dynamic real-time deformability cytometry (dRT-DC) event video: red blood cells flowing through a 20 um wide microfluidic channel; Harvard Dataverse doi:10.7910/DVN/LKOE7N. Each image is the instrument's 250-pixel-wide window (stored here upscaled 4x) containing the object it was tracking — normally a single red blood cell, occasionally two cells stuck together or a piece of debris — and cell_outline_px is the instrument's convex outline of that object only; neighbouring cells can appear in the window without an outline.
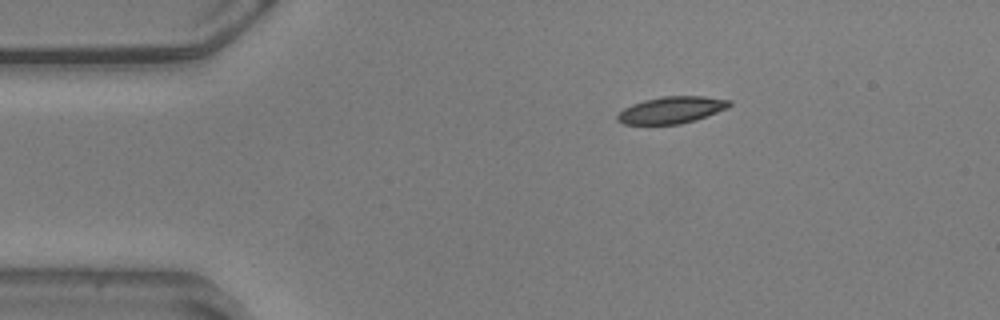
{"species": "common noctule bat (a hibernating species)", "species_latin": "Nyctalus noctula", "temperature_condition": "warm", "stored_images_in_passage": 47, "camera_frame_rate_fps": 3000, "um_per_image_px": 0.085, "animal": {"sex": "male", "body_mass_g": 20.5, "forearm_length_mm": 52.5}, "frame": {"image": 1, "passage_image": 1, "time_ms": 0.0, "image_size_px": [1000, 320], "cell_outline_px": [[732, 104], [728, 108], [696, 120], [680, 124], [624, 124], [616, 120], [616, 116], [624, 108], [632, 104], [644, 100], [660, 96], [704, 96], [732, 100]], "centroid_in_image_um": [57.1, 9.34], "position_along_channel_um": 27.9, "area_um2": 17.63}}
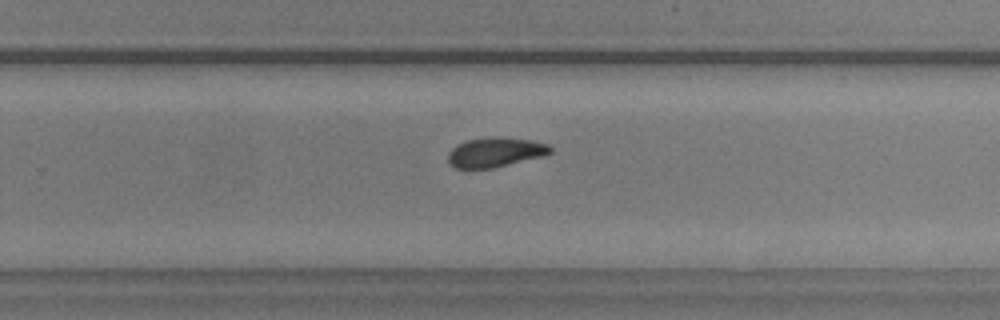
{"frame": {"image": 2, "passage_image": 27, "time_ms": 8.667, "image_size_px": [1000, 320], "cell_outline_px": [[552, 152], [544, 156], [492, 168], [456, 168], [448, 164], [448, 152], [456, 144], [468, 140], [488, 136], [496, 136], [532, 140], [548, 144], [552, 148]], "centroid_in_image_um": [42.09, 12.93], "position_along_channel_um": 287.7, "area_um2": 17.86}}
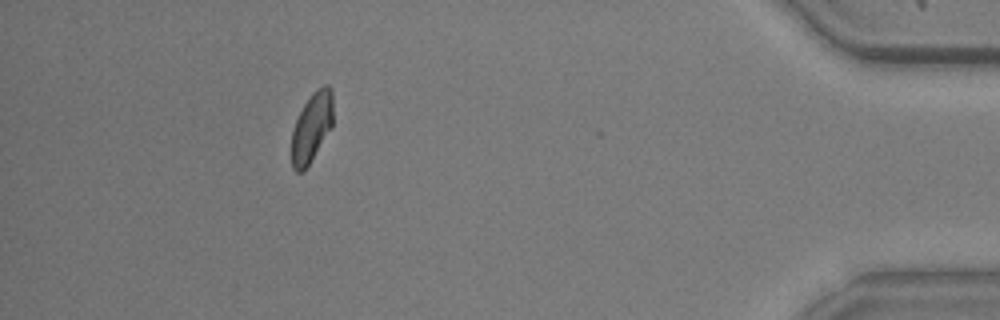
{"frame": {"image": 3, "passage_image": 42, "time_ms": 13.667, "image_size_px": [1000, 320], "cell_outline_px": [[332, 128], [304, 172], [296, 172], [292, 168], [292, 132], [296, 120], [304, 104], [312, 92], [316, 88], [324, 84], [328, 84], [332, 88]], "centroid_in_image_um": [26.51, 10.81], "position_along_channel_um": 408.7, "area_um2": 16.94}, "authors_computed_cell_mechanics": {"area_um2": 17.8602, "velocity_mm_per_s": 3.5886, "shape_relaxation_time_tau1_ms": 2.4755, "shape_relaxation_time_tau2_ms": null, "deformation_change_tau1": 0.0966, "deformation_change_tau2": null}}